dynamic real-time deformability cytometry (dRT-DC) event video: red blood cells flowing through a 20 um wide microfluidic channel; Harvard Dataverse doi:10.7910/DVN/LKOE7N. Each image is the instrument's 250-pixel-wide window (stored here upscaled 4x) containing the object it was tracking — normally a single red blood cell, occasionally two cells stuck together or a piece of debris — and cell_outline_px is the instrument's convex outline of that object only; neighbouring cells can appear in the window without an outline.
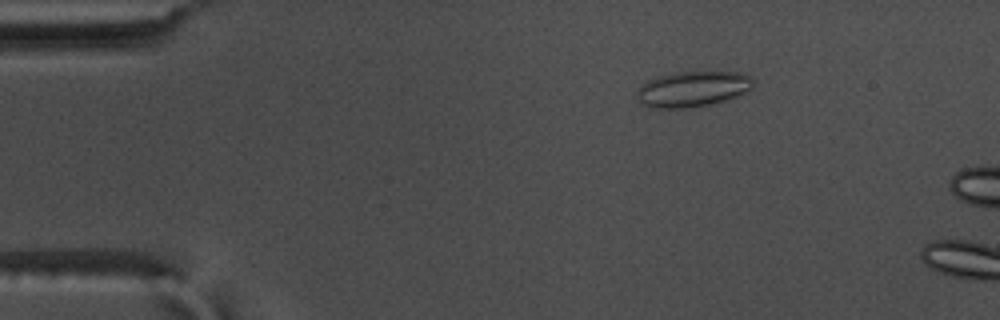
{"species": "common noctule bat (a hibernating species)", "species_latin": "Nyctalus noctula", "temperature_condition": "warm", "stored_images_in_passage": 13, "camera_frame_rate_fps": 3000, "um_per_image_px": 0.085, "animal": {"sex": "male", "body_mass_g": 17.5, "forearm_length_mm": 52.3}, "frame": {"image": 1, "passage_image": 10, "time_ms": 3.0, "image_size_px": [1000, 320], "cell_outline_px": [[756, 80], [752, 88], [740, 96], [708, 104], [688, 108], [656, 108], [644, 104], [640, 100], [636, 92], [640, 84], [656, 76], [680, 72], [740, 72], [752, 76]], "centroid_in_image_um": [58.93, 7.55], "position_along_channel_um": 26.1, "area_um2": 24.22}}